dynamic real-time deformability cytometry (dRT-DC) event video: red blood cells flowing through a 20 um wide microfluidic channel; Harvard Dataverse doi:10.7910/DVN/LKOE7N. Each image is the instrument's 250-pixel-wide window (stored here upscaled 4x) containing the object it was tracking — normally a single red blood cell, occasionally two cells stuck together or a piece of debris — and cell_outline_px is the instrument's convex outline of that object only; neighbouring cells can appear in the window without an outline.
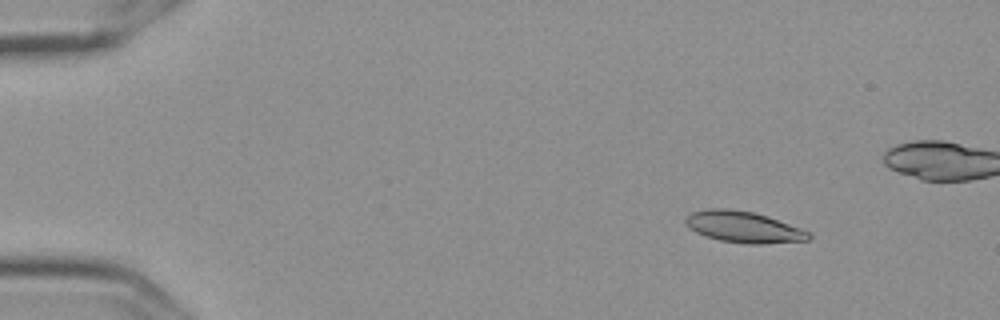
{"species": "Egyptian fruit bat (a non-hibernating species)", "species_latin": "Rousettus aegyptiacus", "temperature_condition": "cold", "stored_images_in_passage": 52, "camera_frame_rate_fps": 3000, "um_per_image_px": 0.085, "frame": {"image": 1, "passage_image": 1, "time_ms": 0.0, "image_size_px": [1000, 320], "cell_outline_px": [[812, 236], [808, 240], [764, 244], [744, 244], [720, 240], [704, 236], [696, 232], [684, 220], [684, 216], [692, 212], [708, 208], [728, 208], [752, 212], [768, 216], [800, 228], [808, 232]], "centroid_in_image_um": [63.18, 19.29], "position_along_channel_um": 21.8, "area_um2": 22.43}}
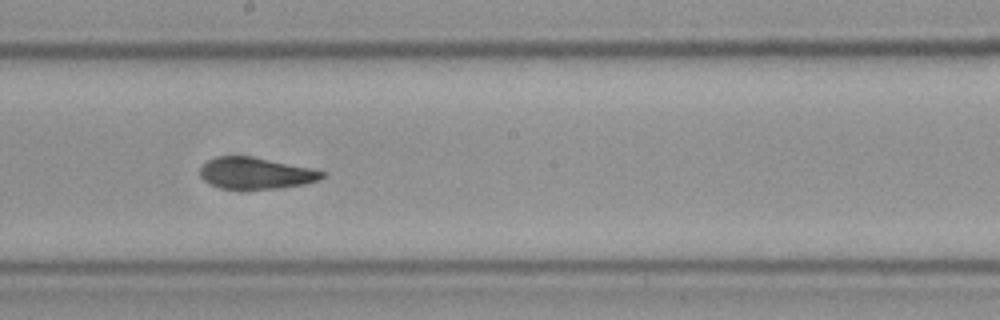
{"frame": {"image": 2, "passage_image": 26, "time_ms": 8.333, "image_size_px": [1000, 320], "cell_outline_px": [[324, 176], [320, 180], [304, 184], [276, 188], [220, 188], [208, 184], [200, 176], [200, 168], [208, 160], [220, 156], [252, 156], [308, 168], [324, 172]], "centroid_in_image_um": [21.69, 14.72], "position_along_channel_um": 226.5, "area_um2": 21.96}}
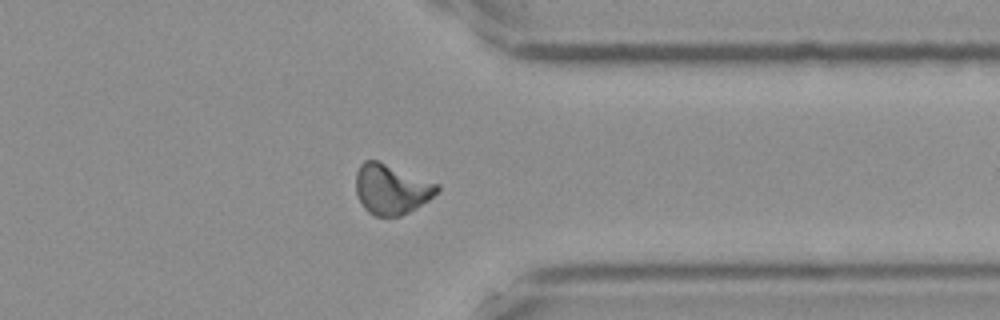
{"frame": {"image": 3, "passage_image": 39, "time_ms": 12.667, "image_size_px": [1000, 320], "cell_outline_px": [[440, 188], [428, 200], [416, 208], [400, 216], [376, 216], [368, 212], [364, 208], [356, 192], [356, 172], [360, 164], [364, 160], [376, 160], [440, 184]], "centroid_in_image_um": [33.25, 16.08], "position_along_channel_um": 378.1, "area_um2": 23.52}, "authors_computed_cell_mechanics": {"area_um2": 22.5709, "velocity_mm_per_s": 3.586, "shape_relaxation_time_tau1_ms": 4.5432, "shape_relaxation_time_tau2_ms": 4.3569, "deformation_change_tau1": 0.1339, "deformation_change_tau2": 0.0923}}